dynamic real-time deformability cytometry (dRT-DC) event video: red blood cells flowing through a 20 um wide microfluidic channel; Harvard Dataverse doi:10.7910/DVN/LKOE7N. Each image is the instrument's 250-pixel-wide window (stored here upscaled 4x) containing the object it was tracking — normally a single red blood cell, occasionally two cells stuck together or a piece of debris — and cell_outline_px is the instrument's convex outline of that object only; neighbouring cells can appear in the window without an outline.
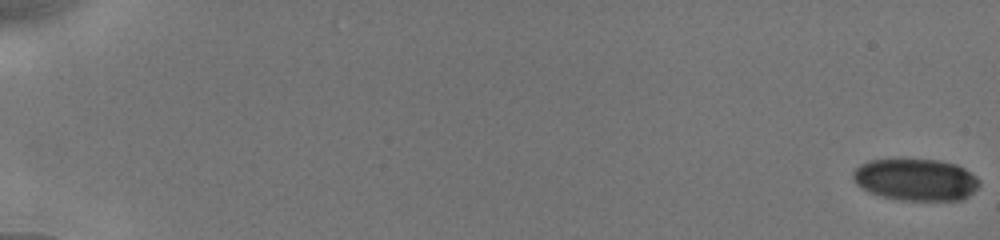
{"species": "human", "species_latin": "Homo sapiens", "temperature_condition": "cold", "stored_images_in_passage": 15, "camera_frame_rate_fps": 3000, "um_per_image_px": 0.085, "donor": {"sex": "male"}, "frame": {"image": 1, "passage_image": 1, "time_ms": 0.0, "image_size_px": [1000, 240], "cell_outline_px": [[980, 184], [968, 196], [960, 200], [900, 200], [868, 192], [860, 188], [856, 184], [852, 176], [852, 172], [860, 164], [868, 160], [940, 160], [956, 164], [964, 168], [976, 176], [980, 180]], "centroid_in_image_um": [77.83, 15.27], "position_along_channel_um": 7.2, "area_um2": 30.81}}
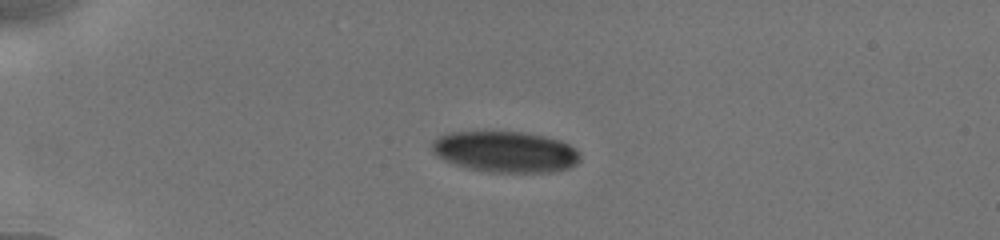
{"frame": {"image": 2, "passage_image": 10, "time_ms": 5.0, "image_size_px": [1000, 240], "cell_outline_px": [[580, 160], [576, 164], [568, 168], [552, 172], [488, 172], [468, 168], [444, 160], [436, 156], [432, 152], [432, 140], [448, 132], [524, 132], [544, 136], [560, 140], [576, 148], [580, 152]], "centroid_in_image_um": [42.96, 12.9], "position_along_channel_um": 42.0, "area_um2": 35.55}}
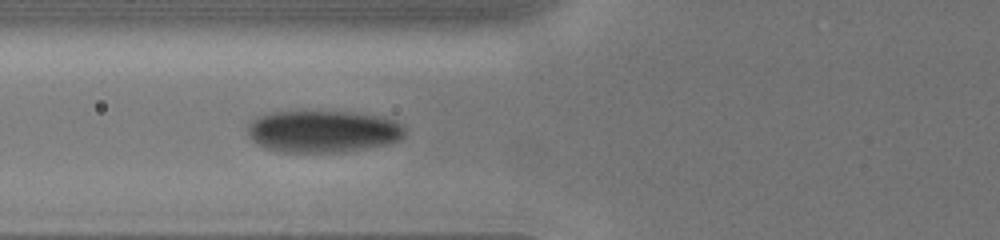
{"frame": {"image": 3, "passage_image": 15, "time_ms": 7.667, "image_size_px": [1000, 240], "cell_outline_px": [[404, 136], [400, 140], [388, 144], [368, 148], [344, 152], [280, 152], [264, 148], [256, 144], [248, 136], [248, 124], [252, 120], [268, 112], [348, 112], [380, 116], [392, 120], [400, 124], [404, 128]], "centroid_in_image_um": [27.43, 11.19], "position_along_channel_um": 98.4, "area_um2": 38.61}}